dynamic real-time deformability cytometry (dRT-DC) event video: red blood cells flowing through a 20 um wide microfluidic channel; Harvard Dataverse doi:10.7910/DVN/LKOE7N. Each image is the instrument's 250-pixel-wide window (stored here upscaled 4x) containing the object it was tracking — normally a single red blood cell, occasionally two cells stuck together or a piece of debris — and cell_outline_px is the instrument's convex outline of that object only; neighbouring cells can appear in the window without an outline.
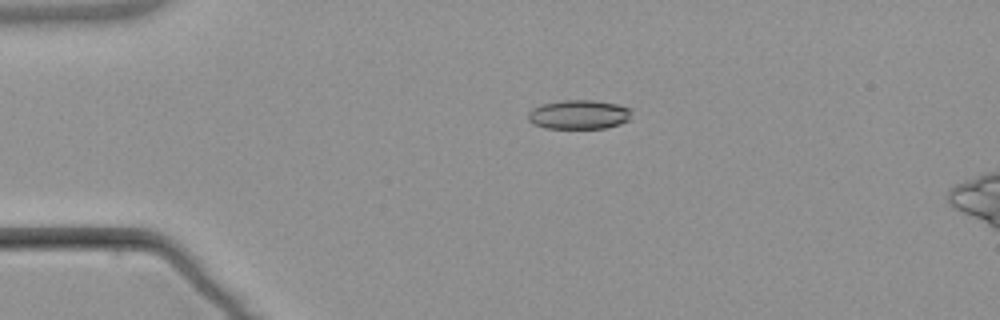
{"species": "common noctule bat (a hibernating species)", "species_latin": "Nyctalus noctula", "temperature_condition": "warm", "stored_images_in_passage": 5, "camera_frame_rate_fps": 3000, "um_per_image_px": 0.085, "animal": {"sex": "male", "body_mass_g": 21.5, "forearm_length_mm": 52.0}, "frame": {"image": 1, "passage_image": 4, "time_ms": 3.667, "image_size_px": [1000, 320], "cell_outline_px": [[632, 108], [628, 120], [620, 124], [604, 128], [544, 128], [532, 124], [528, 120], [528, 112], [532, 108], [540, 104], [564, 100], [596, 100], [616, 104]], "centroid_in_image_um": [49.18, 9.73], "position_along_channel_um": 35.8, "area_um2": 17.74}}